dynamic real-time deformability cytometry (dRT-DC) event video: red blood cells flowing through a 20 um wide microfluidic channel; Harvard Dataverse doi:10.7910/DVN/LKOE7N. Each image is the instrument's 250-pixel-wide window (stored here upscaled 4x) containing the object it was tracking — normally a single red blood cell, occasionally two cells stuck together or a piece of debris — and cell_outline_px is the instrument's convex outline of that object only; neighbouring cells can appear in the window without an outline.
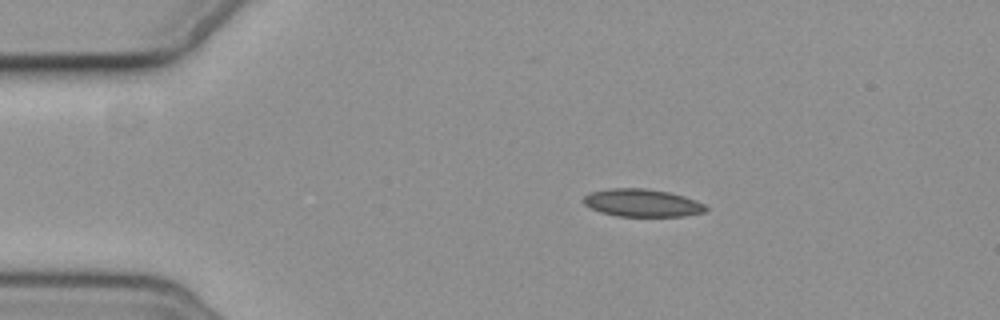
{"species": "common noctule bat (a hibernating species)", "species_latin": "Nyctalus noctula", "temperature_condition": "cold", "stored_images_in_passage": 16, "camera_frame_rate_fps": 3000, "um_per_image_px": 0.085, "animal": {"sex": "female", "body_mass_g": 19.3, "forearm_length_mm": 54.1}, "frame": {"image": 1, "passage_image": 10, "time_ms": 3.0, "image_size_px": [1000, 320], "cell_outline_px": [[708, 208], [704, 212], [684, 216], [616, 216], [600, 212], [584, 204], [584, 196], [588, 192], [608, 188], [644, 188], [668, 192], [684, 196], [696, 200], [704, 204]], "centroid_in_image_um": [54.57, 17.24], "position_along_channel_um": 30.4, "area_um2": 19.77}}